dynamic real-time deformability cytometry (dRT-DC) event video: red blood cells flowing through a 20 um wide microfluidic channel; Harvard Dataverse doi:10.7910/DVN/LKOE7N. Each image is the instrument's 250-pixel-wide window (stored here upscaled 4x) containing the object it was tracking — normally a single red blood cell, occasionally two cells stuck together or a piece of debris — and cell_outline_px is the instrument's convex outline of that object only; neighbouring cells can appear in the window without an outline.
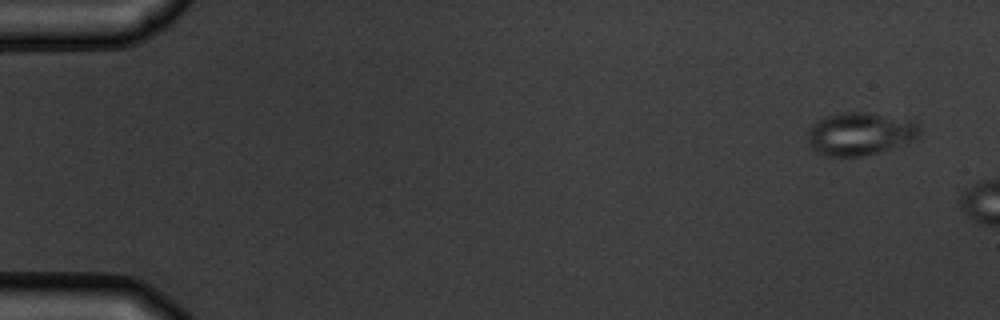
{"species": "common noctule bat (a hibernating species)", "species_latin": "Nyctalus noctula", "temperature_condition": "warm", "stored_images_in_passage": 3, "camera_frame_rate_fps": 3000, "um_per_image_px": 0.085, "animal": {"sex": "male", "body_mass_g": 19.5, "forearm_length_mm": 54.6}, "frame": {"image": 1, "passage_image": 1, "time_ms": 0.0, "image_size_px": [1000, 320], "cell_outline_px": [[920, 132], [912, 140], [864, 156], [824, 156], [816, 152], [812, 148], [808, 140], [808, 128], [816, 120], [840, 112], [864, 112], [916, 120], [920, 124]], "centroid_in_image_um": [73.07, 11.35], "position_along_channel_um": 11.9, "area_um2": 27.86}}